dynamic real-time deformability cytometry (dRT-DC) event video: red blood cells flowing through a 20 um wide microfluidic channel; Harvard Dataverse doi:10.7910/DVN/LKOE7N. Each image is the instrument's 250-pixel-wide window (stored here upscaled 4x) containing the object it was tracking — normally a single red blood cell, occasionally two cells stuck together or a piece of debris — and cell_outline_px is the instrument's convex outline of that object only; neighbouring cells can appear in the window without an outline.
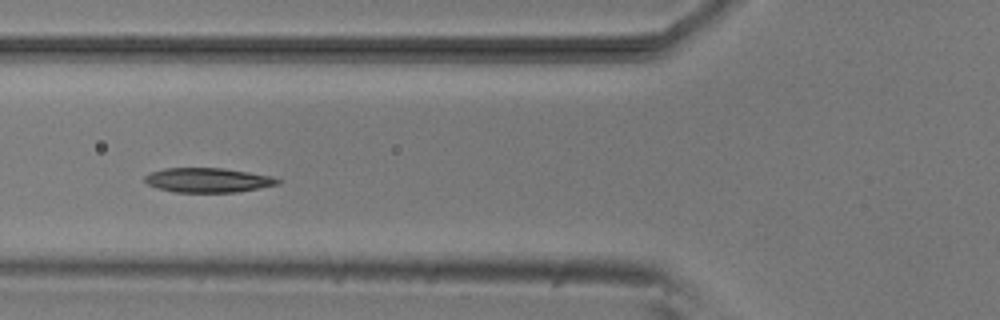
{"species": "common noctule bat (a hibernating species)", "species_latin": "Nyctalus noctula", "temperature_condition": "room temperature", "stored_images_in_passage": 15, "camera_frame_rate_fps": 3000, "um_per_image_px": 0.085, "animal": {"sex": "male", "body_mass_g": 20.5, "forearm_length_mm": 52.5}, "frame": {"image": 1, "passage_image": 6, "time_ms": 1.667, "image_size_px": [1000, 320], "cell_outline_px": [[280, 184], [236, 192], [176, 192], [156, 188], [148, 184], [144, 180], [144, 176], [152, 172], [164, 168], [224, 168], [272, 176], [280, 180]], "centroid_in_image_um": [17.66, 15.31], "position_along_channel_um": 108.1, "area_um2": 18.9}}